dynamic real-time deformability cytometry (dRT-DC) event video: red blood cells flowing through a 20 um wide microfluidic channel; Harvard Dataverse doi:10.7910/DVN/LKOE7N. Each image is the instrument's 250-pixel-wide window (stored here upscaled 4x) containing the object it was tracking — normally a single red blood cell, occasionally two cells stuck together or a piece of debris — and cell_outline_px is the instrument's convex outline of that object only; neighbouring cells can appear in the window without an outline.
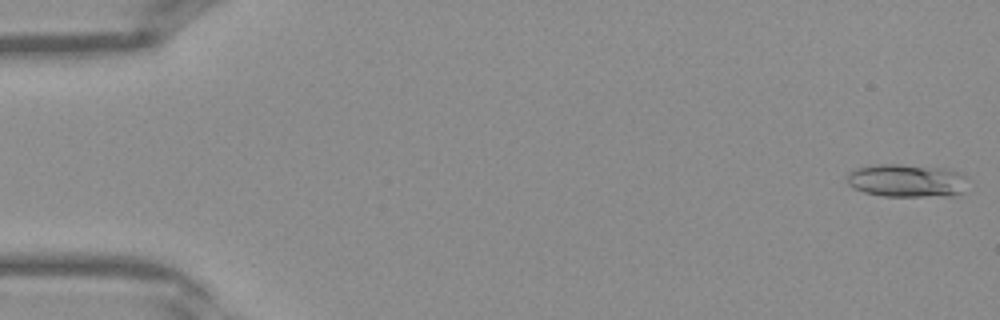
{"species": "Egyptian fruit bat (a non-hibernating species)", "species_latin": "Rousettus aegyptiacus", "temperature_condition": "warm", "stored_images_in_passage": 40, "camera_frame_rate_fps": 3000, "um_per_image_px": 0.085, "frame": {"image": 1, "passage_image": 1, "time_ms": 0.0, "image_size_px": [1000, 320], "cell_outline_px": [[964, 192], [956, 196], [884, 196], [864, 192], [852, 188], [848, 184], [848, 172], [856, 168], [876, 164], [900, 164], [952, 168], [960, 172], [964, 176]], "centroid_in_image_um": [77.09, 15.34], "position_along_channel_um": 7.9, "area_um2": 23.58}}
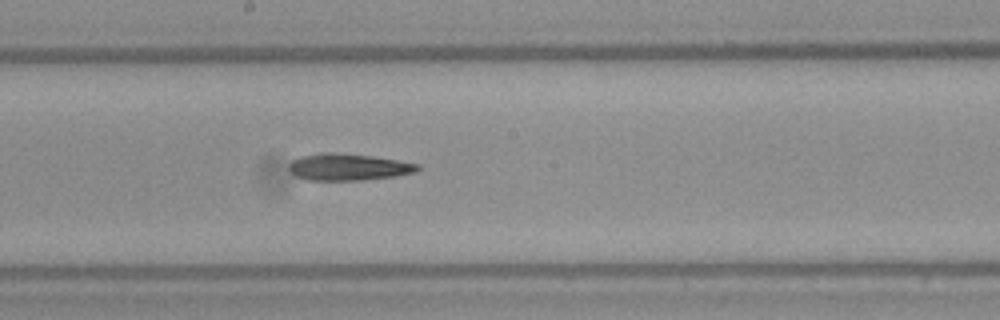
{"frame": {"image": 2, "passage_image": 22, "time_ms": 7.0, "image_size_px": [1000, 320], "cell_outline_px": [[420, 168], [416, 172], [396, 176], [364, 180], [308, 180], [296, 176], [288, 168], [288, 164], [292, 160], [300, 156], [320, 152], [332, 152], [372, 156], [420, 164]], "centroid_in_image_um": [29.59, 14.19], "position_along_channel_um": 218.6, "area_um2": 20.17}}
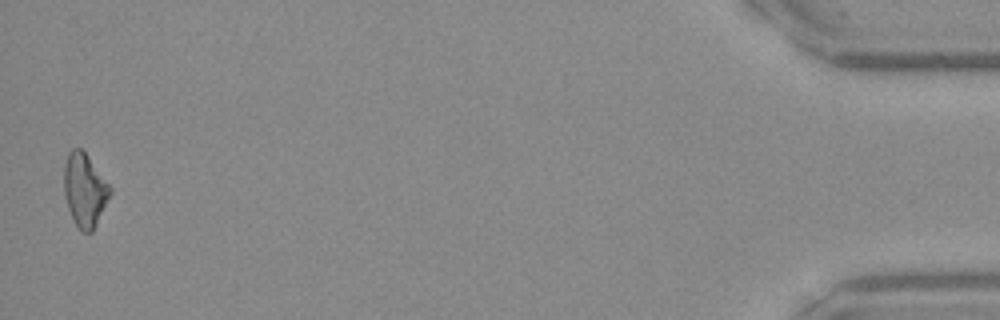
{"frame": {"image": 3, "passage_image": 40, "time_ms": 13.0, "image_size_px": [1000, 320], "cell_outline_px": [[112, 192], [92, 232], [80, 232], [68, 208], [64, 196], [64, 164], [68, 152], [72, 148], [80, 148], [84, 152], [112, 188]], "centroid_in_image_um": [7.18, 16.15], "position_along_channel_um": 428.0, "area_um2": 19.48}}